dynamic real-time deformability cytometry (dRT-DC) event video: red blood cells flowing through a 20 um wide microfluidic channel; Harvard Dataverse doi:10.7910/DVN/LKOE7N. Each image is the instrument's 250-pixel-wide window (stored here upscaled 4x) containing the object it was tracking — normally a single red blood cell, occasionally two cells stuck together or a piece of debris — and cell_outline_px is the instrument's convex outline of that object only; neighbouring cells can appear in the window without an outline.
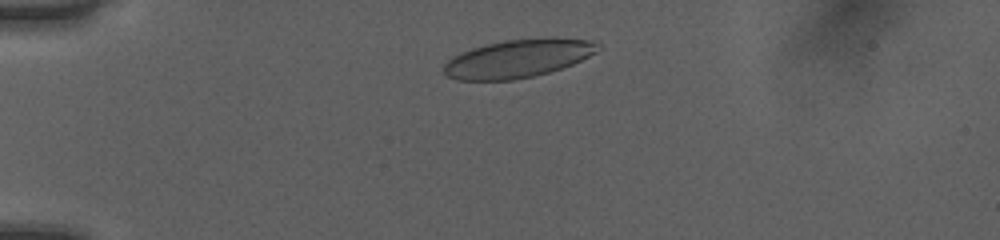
{"species": "human", "species_latin": "Homo sapiens", "temperature_condition": "room temperature", "stored_images_in_passage": 34, "camera_frame_rate_fps": 3000, "um_per_image_px": 0.085, "donor": {"sex": "female"}, "frame": {"image": 1, "passage_image": 2, "time_ms": 0.333, "image_size_px": [1000, 240], "cell_outline_px": [[604, 48], [572, 64], [548, 72], [532, 76], [512, 80], [456, 80], [448, 76], [444, 72], [444, 64], [452, 56], [460, 52], [484, 44], [504, 40], [596, 40]], "centroid_in_image_um": [43.97, 5.0], "position_along_channel_um": 41.0, "area_um2": 33.47}}
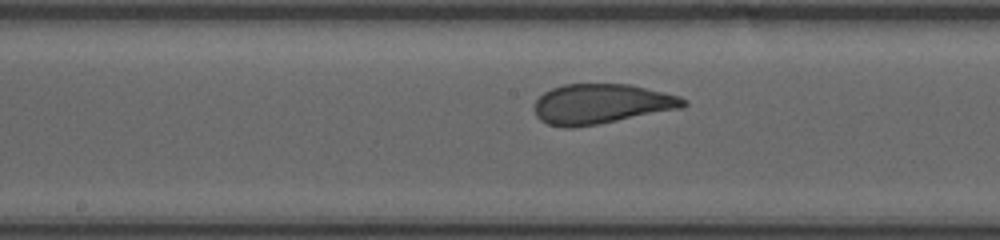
{"frame": {"image": 2, "passage_image": 17, "time_ms": 5.333, "image_size_px": [1000, 240], "cell_outline_px": [[688, 104], [684, 108], [596, 124], [572, 128], [564, 128], [548, 124], [540, 120], [536, 116], [532, 108], [536, 100], [544, 92], [552, 88], [564, 84], [632, 84], [680, 96], [688, 100]], "centroid_in_image_um": [51.12, 8.83], "position_along_channel_um": 197.1, "area_um2": 34.97}}
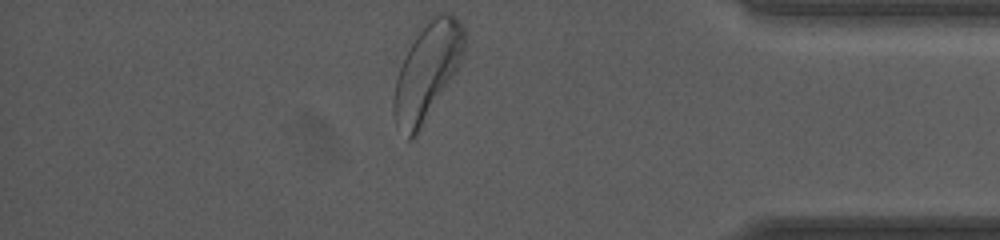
{"frame": {"image": 3, "passage_image": 34, "time_ms": 11.0, "image_size_px": [1000, 240], "cell_outline_px": [[464, 48], [460, 64], [456, 72], [416, 136], [412, 140], [408, 140], [396, 128], [392, 112], [392, 100], [396, 80], [400, 68], [424, 20], [436, 12], [448, 12], [456, 16], [464, 28]], "centroid_in_image_um": [36.29, 6.08], "position_along_channel_um": 398.9, "area_um2": 39.88}, "authors_computed_cell_mechanics": {"area_um2": 34.969, "velocity_mm_per_s": 4.0058, "shape_relaxation_time_tau1_ms": 4.4181, "shape_relaxation_time_tau2_ms": null, "deformation_change_tau1": 0.1559, "deformation_change_tau2": null}}